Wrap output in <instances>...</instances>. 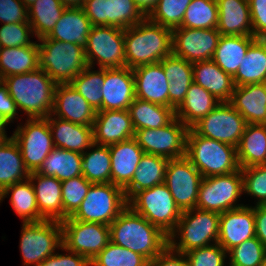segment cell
I'll return each mask as SVG.
<instances>
[{
	"label": "cell",
	"instance_id": "1",
	"mask_svg": "<svg viewBox=\"0 0 266 266\" xmlns=\"http://www.w3.org/2000/svg\"><path fill=\"white\" fill-rule=\"evenodd\" d=\"M110 241L151 262L168 246V236L127 206L109 225Z\"/></svg>",
	"mask_w": 266,
	"mask_h": 266
},
{
	"label": "cell",
	"instance_id": "2",
	"mask_svg": "<svg viewBox=\"0 0 266 266\" xmlns=\"http://www.w3.org/2000/svg\"><path fill=\"white\" fill-rule=\"evenodd\" d=\"M124 45L128 68L159 63L172 54V30L145 17L125 29Z\"/></svg>",
	"mask_w": 266,
	"mask_h": 266
},
{
	"label": "cell",
	"instance_id": "3",
	"mask_svg": "<svg viewBox=\"0 0 266 266\" xmlns=\"http://www.w3.org/2000/svg\"><path fill=\"white\" fill-rule=\"evenodd\" d=\"M17 109L27 118H47L53 111L57 83L38 68L34 71L3 78Z\"/></svg>",
	"mask_w": 266,
	"mask_h": 266
},
{
	"label": "cell",
	"instance_id": "4",
	"mask_svg": "<svg viewBox=\"0 0 266 266\" xmlns=\"http://www.w3.org/2000/svg\"><path fill=\"white\" fill-rule=\"evenodd\" d=\"M186 157L203 178L240 170L237 148L198 135L192 128L186 136Z\"/></svg>",
	"mask_w": 266,
	"mask_h": 266
},
{
	"label": "cell",
	"instance_id": "5",
	"mask_svg": "<svg viewBox=\"0 0 266 266\" xmlns=\"http://www.w3.org/2000/svg\"><path fill=\"white\" fill-rule=\"evenodd\" d=\"M219 224L220 213L199 208L184 211L176 228L168 236V246L184 254L193 249L218 243ZM176 237L180 238L179 242Z\"/></svg>",
	"mask_w": 266,
	"mask_h": 266
},
{
	"label": "cell",
	"instance_id": "6",
	"mask_svg": "<svg viewBox=\"0 0 266 266\" xmlns=\"http://www.w3.org/2000/svg\"><path fill=\"white\" fill-rule=\"evenodd\" d=\"M39 68L57 84L70 83L87 66L85 49L76 43L39 38Z\"/></svg>",
	"mask_w": 266,
	"mask_h": 266
},
{
	"label": "cell",
	"instance_id": "7",
	"mask_svg": "<svg viewBox=\"0 0 266 266\" xmlns=\"http://www.w3.org/2000/svg\"><path fill=\"white\" fill-rule=\"evenodd\" d=\"M127 202L134 212L142 215L167 236L174 231L181 218L182 212L164 183L136 192Z\"/></svg>",
	"mask_w": 266,
	"mask_h": 266
},
{
	"label": "cell",
	"instance_id": "8",
	"mask_svg": "<svg viewBox=\"0 0 266 266\" xmlns=\"http://www.w3.org/2000/svg\"><path fill=\"white\" fill-rule=\"evenodd\" d=\"M128 206L124 190L113 183L92 184L70 218L110 225Z\"/></svg>",
	"mask_w": 266,
	"mask_h": 266
},
{
	"label": "cell",
	"instance_id": "9",
	"mask_svg": "<svg viewBox=\"0 0 266 266\" xmlns=\"http://www.w3.org/2000/svg\"><path fill=\"white\" fill-rule=\"evenodd\" d=\"M20 251L24 266H38L62 246L61 222L43 220L22 224Z\"/></svg>",
	"mask_w": 266,
	"mask_h": 266
},
{
	"label": "cell",
	"instance_id": "10",
	"mask_svg": "<svg viewBox=\"0 0 266 266\" xmlns=\"http://www.w3.org/2000/svg\"><path fill=\"white\" fill-rule=\"evenodd\" d=\"M243 193L241 169L225 175L203 178L199 187L196 208L223 213L243 207L236 204Z\"/></svg>",
	"mask_w": 266,
	"mask_h": 266
},
{
	"label": "cell",
	"instance_id": "11",
	"mask_svg": "<svg viewBox=\"0 0 266 266\" xmlns=\"http://www.w3.org/2000/svg\"><path fill=\"white\" fill-rule=\"evenodd\" d=\"M124 32L113 26H92L84 48L88 66L97 62L99 68L126 67Z\"/></svg>",
	"mask_w": 266,
	"mask_h": 266
},
{
	"label": "cell",
	"instance_id": "12",
	"mask_svg": "<svg viewBox=\"0 0 266 266\" xmlns=\"http://www.w3.org/2000/svg\"><path fill=\"white\" fill-rule=\"evenodd\" d=\"M62 246L85 256L90 262L110 242V228L98 222H85L68 217L61 222Z\"/></svg>",
	"mask_w": 266,
	"mask_h": 266
},
{
	"label": "cell",
	"instance_id": "13",
	"mask_svg": "<svg viewBox=\"0 0 266 266\" xmlns=\"http://www.w3.org/2000/svg\"><path fill=\"white\" fill-rule=\"evenodd\" d=\"M188 129L175 117L169 124L161 128L135 130L134 139L144 153L176 159L186 156Z\"/></svg>",
	"mask_w": 266,
	"mask_h": 266
},
{
	"label": "cell",
	"instance_id": "14",
	"mask_svg": "<svg viewBox=\"0 0 266 266\" xmlns=\"http://www.w3.org/2000/svg\"><path fill=\"white\" fill-rule=\"evenodd\" d=\"M12 138L18 143L29 172L37 171L55 148L47 118H27L23 126H17Z\"/></svg>",
	"mask_w": 266,
	"mask_h": 266
},
{
	"label": "cell",
	"instance_id": "15",
	"mask_svg": "<svg viewBox=\"0 0 266 266\" xmlns=\"http://www.w3.org/2000/svg\"><path fill=\"white\" fill-rule=\"evenodd\" d=\"M247 123L229 102L219 103L191 128L200 136L238 147Z\"/></svg>",
	"mask_w": 266,
	"mask_h": 266
},
{
	"label": "cell",
	"instance_id": "16",
	"mask_svg": "<svg viewBox=\"0 0 266 266\" xmlns=\"http://www.w3.org/2000/svg\"><path fill=\"white\" fill-rule=\"evenodd\" d=\"M202 179L201 173L186 156L169 159L164 184L181 212L196 208Z\"/></svg>",
	"mask_w": 266,
	"mask_h": 266
},
{
	"label": "cell",
	"instance_id": "17",
	"mask_svg": "<svg viewBox=\"0 0 266 266\" xmlns=\"http://www.w3.org/2000/svg\"><path fill=\"white\" fill-rule=\"evenodd\" d=\"M82 8L92 26L126 29L146 17L133 0H84Z\"/></svg>",
	"mask_w": 266,
	"mask_h": 266
},
{
	"label": "cell",
	"instance_id": "18",
	"mask_svg": "<svg viewBox=\"0 0 266 266\" xmlns=\"http://www.w3.org/2000/svg\"><path fill=\"white\" fill-rule=\"evenodd\" d=\"M220 36L217 29L177 27L172 30V53L190 63L211 60Z\"/></svg>",
	"mask_w": 266,
	"mask_h": 266
},
{
	"label": "cell",
	"instance_id": "19",
	"mask_svg": "<svg viewBox=\"0 0 266 266\" xmlns=\"http://www.w3.org/2000/svg\"><path fill=\"white\" fill-rule=\"evenodd\" d=\"M102 111L128 110L135 99L134 74L126 67L105 68Z\"/></svg>",
	"mask_w": 266,
	"mask_h": 266
},
{
	"label": "cell",
	"instance_id": "20",
	"mask_svg": "<svg viewBox=\"0 0 266 266\" xmlns=\"http://www.w3.org/2000/svg\"><path fill=\"white\" fill-rule=\"evenodd\" d=\"M255 236L254 206L220 213L218 244L226 252Z\"/></svg>",
	"mask_w": 266,
	"mask_h": 266
},
{
	"label": "cell",
	"instance_id": "21",
	"mask_svg": "<svg viewBox=\"0 0 266 266\" xmlns=\"http://www.w3.org/2000/svg\"><path fill=\"white\" fill-rule=\"evenodd\" d=\"M96 112L70 83L56 85L53 116L75 124L93 126Z\"/></svg>",
	"mask_w": 266,
	"mask_h": 266
},
{
	"label": "cell",
	"instance_id": "22",
	"mask_svg": "<svg viewBox=\"0 0 266 266\" xmlns=\"http://www.w3.org/2000/svg\"><path fill=\"white\" fill-rule=\"evenodd\" d=\"M132 71L135 98L169 107V81L160 62L138 66Z\"/></svg>",
	"mask_w": 266,
	"mask_h": 266
},
{
	"label": "cell",
	"instance_id": "23",
	"mask_svg": "<svg viewBox=\"0 0 266 266\" xmlns=\"http://www.w3.org/2000/svg\"><path fill=\"white\" fill-rule=\"evenodd\" d=\"M94 143L110 146L134 138V126L128 110L97 111L93 123Z\"/></svg>",
	"mask_w": 266,
	"mask_h": 266
},
{
	"label": "cell",
	"instance_id": "24",
	"mask_svg": "<svg viewBox=\"0 0 266 266\" xmlns=\"http://www.w3.org/2000/svg\"><path fill=\"white\" fill-rule=\"evenodd\" d=\"M29 179L35 190L36 203L41 218L50 221H64L61 181L56 177L44 176L36 171L30 172Z\"/></svg>",
	"mask_w": 266,
	"mask_h": 266
},
{
	"label": "cell",
	"instance_id": "25",
	"mask_svg": "<svg viewBox=\"0 0 266 266\" xmlns=\"http://www.w3.org/2000/svg\"><path fill=\"white\" fill-rule=\"evenodd\" d=\"M111 156V183L123 190L130 184L144 154L134 138L109 146Z\"/></svg>",
	"mask_w": 266,
	"mask_h": 266
},
{
	"label": "cell",
	"instance_id": "26",
	"mask_svg": "<svg viewBox=\"0 0 266 266\" xmlns=\"http://www.w3.org/2000/svg\"><path fill=\"white\" fill-rule=\"evenodd\" d=\"M229 103L247 124H266V82L235 86Z\"/></svg>",
	"mask_w": 266,
	"mask_h": 266
},
{
	"label": "cell",
	"instance_id": "27",
	"mask_svg": "<svg viewBox=\"0 0 266 266\" xmlns=\"http://www.w3.org/2000/svg\"><path fill=\"white\" fill-rule=\"evenodd\" d=\"M54 117V118H52ZM55 148L84 153L94 144L93 127L75 124L52 114L47 117Z\"/></svg>",
	"mask_w": 266,
	"mask_h": 266
},
{
	"label": "cell",
	"instance_id": "28",
	"mask_svg": "<svg viewBox=\"0 0 266 266\" xmlns=\"http://www.w3.org/2000/svg\"><path fill=\"white\" fill-rule=\"evenodd\" d=\"M217 30L221 35L253 36L248 0H216Z\"/></svg>",
	"mask_w": 266,
	"mask_h": 266
},
{
	"label": "cell",
	"instance_id": "29",
	"mask_svg": "<svg viewBox=\"0 0 266 266\" xmlns=\"http://www.w3.org/2000/svg\"><path fill=\"white\" fill-rule=\"evenodd\" d=\"M91 28V21L82 7H68L47 37L56 41L76 43L85 48Z\"/></svg>",
	"mask_w": 266,
	"mask_h": 266
},
{
	"label": "cell",
	"instance_id": "30",
	"mask_svg": "<svg viewBox=\"0 0 266 266\" xmlns=\"http://www.w3.org/2000/svg\"><path fill=\"white\" fill-rule=\"evenodd\" d=\"M193 82L220 102H229L235 88L233 77L225 73L212 59L193 63Z\"/></svg>",
	"mask_w": 266,
	"mask_h": 266
},
{
	"label": "cell",
	"instance_id": "31",
	"mask_svg": "<svg viewBox=\"0 0 266 266\" xmlns=\"http://www.w3.org/2000/svg\"><path fill=\"white\" fill-rule=\"evenodd\" d=\"M169 81V107L176 110L193 83V63L173 53L160 61Z\"/></svg>",
	"mask_w": 266,
	"mask_h": 266
},
{
	"label": "cell",
	"instance_id": "32",
	"mask_svg": "<svg viewBox=\"0 0 266 266\" xmlns=\"http://www.w3.org/2000/svg\"><path fill=\"white\" fill-rule=\"evenodd\" d=\"M219 103L221 102L214 95L193 82L184 101L175 110V117L188 128H191L202 117L208 115Z\"/></svg>",
	"mask_w": 266,
	"mask_h": 266
},
{
	"label": "cell",
	"instance_id": "33",
	"mask_svg": "<svg viewBox=\"0 0 266 266\" xmlns=\"http://www.w3.org/2000/svg\"><path fill=\"white\" fill-rule=\"evenodd\" d=\"M169 159L144 153L130 184L124 189L128 201L136 192L163 184Z\"/></svg>",
	"mask_w": 266,
	"mask_h": 266
},
{
	"label": "cell",
	"instance_id": "34",
	"mask_svg": "<svg viewBox=\"0 0 266 266\" xmlns=\"http://www.w3.org/2000/svg\"><path fill=\"white\" fill-rule=\"evenodd\" d=\"M254 36L221 35L212 60L227 74L232 77L236 74Z\"/></svg>",
	"mask_w": 266,
	"mask_h": 266
},
{
	"label": "cell",
	"instance_id": "35",
	"mask_svg": "<svg viewBox=\"0 0 266 266\" xmlns=\"http://www.w3.org/2000/svg\"><path fill=\"white\" fill-rule=\"evenodd\" d=\"M240 168L266 165V124H247L237 147Z\"/></svg>",
	"mask_w": 266,
	"mask_h": 266
},
{
	"label": "cell",
	"instance_id": "36",
	"mask_svg": "<svg viewBox=\"0 0 266 266\" xmlns=\"http://www.w3.org/2000/svg\"><path fill=\"white\" fill-rule=\"evenodd\" d=\"M233 81L235 86L266 82V39L251 43Z\"/></svg>",
	"mask_w": 266,
	"mask_h": 266
},
{
	"label": "cell",
	"instance_id": "37",
	"mask_svg": "<svg viewBox=\"0 0 266 266\" xmlns=\"http://www.w3.org/2000/svg\"><path fill=\"white\" fill-rule=\"evenodd\" d=\"M39 68V44L1 48L0 76L24 74Z\"/></svg>",
	"mask_w": 266,
	"mask_h": 266
},
{
	"label": "cell",
	"instance_id": "38",
	"mask_svg": "<svg viewBox=\"0 0 266 266\" xmlns=\"http://www.w3.org/2000/svg\"><path fill=\"white\" fill-rule=\"evenodd\" d=\"M44 176L65 181L82 175V154L54 148L36 171Z\"/></svg>",
	"mask_w": 266,
	"mask_h": 266
},
{
	"label": "cell",
	"instance_id": "39",
	"mask_svg": "<svg viewBox=\"0 0 266 266\" xmlns=\"http://www.w3.org/2000/svg\"><path fill=\"white\" fill-rule=\"evenodd\" d=\"M135 130L157 129L166 126L175 118V110L135 98L128 107Z\"/></svg>",
	"mask_w": 266,
	"mask_h": 266
},
{
	"label": "cell",
	"instance_id": "40",
	"mask_svg": "<svg viewBox=\"0 0 266 266\" xmlns=\"http://www.w3.org/2000/svg\"><path fill=\"white\" fill-rule=\"evenodd\" d=\"M30 176L24 164L18 143L9 138L0 147V193L8 186L24 181Z\"/></svg>",
	"mask_w": 266,
	"mask_h": 266
},
{
	"label": "cell",
	"instance_id": "41",
	"mask_svg": "<svg viewBox=\"0 0 266 266\" xmlns=\"http://www.w3.org/2000/svg\"><path fill=\"white\" fill-rule=\"evenodd\" d=\"M10 195V203L16 214L23 219V223L43 221L39 215L35 190L30 179L6 187L0 193L1 201Z\"/></svg>",
	"mask_w": 266,
	"mask_h": 266
},
{
	"label": "cell",
	"instance_id": "42",
	"mask_svg": "<svg viewBox=\"0 0 266 266\" xmlns=\"http://www.w3.org/2000/svg\"><path fill=\"white\" fill-rule=\"evenodd\" d=\"M65 8L59 0H36L28 7V22L33 35L38 39L48 36Z\"/></svg>",
	"mask_w": 266,
	"mask_h": 266
},
{
	"label": "cell",
	"instance_id": "43",
	"mask_svg": "<svg viewBox=\"0 0 266 266\" xmlns=\"http://www.w3.org/2000/svg\"><path fill=\"white\" fill-rule=\"evenodd\" d=\"M91 151L82 153V175L92 184L111 182L109 146L92 144ZM96 148V149H93Z\"/></svg>",
	"mask_w": 266,
	"mask_h": 266
},
{
	"label": "cell",
	"instance_id": "44",
	"mask_svg": "<svg viewBox=\"0 0 266 266\" xmlns=\"http://www.w3.org/2000/svg\"><path fill=\"white\" fill-rule=\"evenodd\" d=\"M105 68L87 66L71 82L72 87L81 94L95 111H102V85L104 84Z\"/></svg>",
	"mask_w": 266,
	"mask_h": 266
},
{
	"label": "cell",
	"instance_id": "45",
	"mask_svg": "<svg viewBox=\"0 0 266 266\" xmlns=\"http://www.w3.org/2000/svg\"><path fill=\"white\" fill-rule=\"evenodd\" d=\"M216 0H192L188 5L180 27L191 29H216L218 25Z\"/></svg>",
	"mask_w": 266,
	"mask_h": 266
},
{
	"label": "cell",
	"instance_id": "46",
	"mask_svg": "<svg viewBox=\"0 0 266 266\" xmlns=\"http://www.w3.org/2000/svg\"><path fill=\"white\" fill-rule=\"evenodd\" d=\"M91 266H150L142 255L112 243L90 262Z\"/></svg>",
	"mask_w": 266,
	"mask_h": 266
},
{
	"label": "cell",
	"instance_id": "47",
	"mask_svg": "<svg viewBox=\"0 0 266 266\" xmlns=\"http://www.w3.org/2000/svg\"><path fill=\"white\" fill-rule=\"evenodd\" d=\"M192 0H159L146 16L150 21L171 30L180 27L184 13Z\"/></svg>",
	"mask_w": 266,
	"mask_h": 266
},
{
	"label": "cell",
	"instance_id": "48",
	"mask_svg": "<svg viewBox=\"0 0 266 266\" xmlns=\"http://www.w3.org/2000/svg\"><path fill=\"white\" fill-rule=\"evenodd\" d=\"M228 266H261L266 258V248L255 236L243 241L227 252Z\"/></svg>",
	"mask_w": 266,
	"mask_h": 266
},
{
	"label": "cell",
	"instance_id": "49",
	"mask_svg": "<svg viewBox=\"0 0 266 266\" xmlns=\"http://www.w3.org/2000/svg\"><path fill=\"white\" fill-rule=\"evenodd\" d=\"M61 183V196L65 220L78 209L92 183L87 181L83 175L61 181Z\"/></svg>",
	"mask_w": 266,
	"mask_h": 266
},
{
	"label": "cell",
	"instance_id": "50",
	"mask_svg": "<svg viewBox=\"0 0 266 266\" xmlns=\"http://www.w3.org/2000/svg\"><path fill=\"white\" fill-rule=\"evenodd\" d=\"M243 193L257 199L256 205H266V165L242 168Z\"/></svg>",
	"mask_w": 266,
	"mask_h": 266
},
{
	"label": "cell",
	"instance_id": "51",
	"mask_svg": "<svg viewBox=\"0 0 266 266\" xmlns=\"http://www.w3.org/2000/svg\"><path fill=\"white\" fill-rule=\"evenodd\" d=\"M189 266H224L227 252L218 244L197 248L184 253Z\"/></svg>",
	"mask_w": 266,
	"mask_h": 266
},
{
	"label": "cell",
	"instance_id": "52",
	"mask_svg": "<svg viewBox=\"0 0 266 266\" xmlns=\"http://www.w3.org/2000/svg\"><path fill=\"white\" fill-rule=\"evenodd\" d=\"M29 34L34 36L29 22L3 24L0 28V45L2 48L33 45Z\"/></svg>",
	"mask_w": 266,
	"mask_h": 266
},
{
	"label": "cell",
	"instance_id": "53",
	"mask_svg": "<svg viewBox=\"0 0 266 266\" xmlns=\"http://www.w3.org/2000/svg\"><path fill=\"white\" fill-rule=\"evenodd\" d=\"M0 21L3 24L28 22V8L21 0H0Z\"/></svg>",
	"mask_w": 266,
	"mask_h": 266
},
{
	"label": "cell",
	"instance_id": "54",
	"mask_svg": "<svg viewBox=\"0 0 266 266\" xmlns=\"http://www.w3.org/2000/svg\"><path fill=\"white\" fill-rule=\"evenodd\" d=\"M253 36L266 39V0H248Z\"/></svg>",
	"mask_w": 266,
	"mask_h": 266
},
{
	"label": "cell",
	"instance_id": "55",
	"mask_svg": "<svg viewBox=\"0 0 266 266\" xmlns=\"http://www.w3.org/2000/svg\"><path fill=\"white\" fill-rule=\"evenodd\" d=\"M61 249L68 254L54 253L38 266H91L90 261L85 256L66 250L63 246Z\"/></svg>",
	"mask_w": 266,
	"mask_h": 266
},
{
	"label": "cell",
	"instance_id": "56",
	"mask_svg": "<svg viewBox=\"0 0 266 266\" xmlns=\"http://www.w3.org/2000/svg\"><path fill=\"white\" fill-rule=\"evenodd\" d=\"M150 266H189L183 253L176 252L167 246L151 262Z\"/></svg>",
	"mask_w": 266,
	"mask_h": 266
},
{
	"label": "cell",
	"instance_id": "57",
	"mask_svg": "<svg viewBox=\"0 0 266 266\" xmlns=\"http://www.w3.org/2000/svg\"><path fill=\"white\" fill-rule=\"evenodd\" d=\"M15 101L10 96L7 86L0 83V113L11 123L18 115Z\"/></svg>",
	"mask_w": 266,
	"mask_h": 266
},
{
	"label": "cell",
	"instance_id": "58",
	"mask_svg": "<svg viewBox=\"0 0 266 266\" xmlns=\"http://www.w3.org/2000/svg\"><path fill=\"white\" fill-rule=\"evenodd\" d=\"M256 237L266 248V205L254 206Z\"/></svg>",
	"mask_w": 266,
	"mask_h": 266
},
{
	"label": "cell",
	"instance_id": "59",
	"mask_svg": "<svg viewBox=\"0 0 266 266\" xmlns=\"http://www.w3.org/2000/svg\"><path fill=\"white\" fill-rule=\"evenodd\" d=\"M141 12L147 16L151 10L156 6L159 0H133Z\"/></svg>",
	"mask_w": 266,
	"mask_h": 266
},
{
	"label": "cell",
	"instance_id": "60",
	"mask_svg": "<svg viewBox=\"0 0 266 266\" xmlns=\"http://www.w3.org/2000/svg\"><path fill=\"white\" fill-rule=\"evenodd\" d=\"M63 6L68 7H82L84 0H59Z\"/></svg>",
	"mask_w": 266,
	"mask_h": 266
},
{
	"label": "cell",
	"instance_id": "61",
	"mask_svg": "<svg viewBox=\"0 0 266 266\" xmlns=\"http://www.w3.org/2000/svg\"><path fill=\"white\" fill-rule=\"evenodd\" d=\"M10 122L0 113V133H6L5 126H7Z\"/></svg>",
	"mask_w": 266,
	"mask_h": 266
},
{
	"label": "cell",
	"instance_id": "62",
	"mask_svg": "<svg viewBox=\"0 0 266 266\" xmlns=\"http://www.w3.org/2000/svg\"><path fill=\"white\" fill-rule=\"evenodd\" d=\"M7 133H0V147L6 143V141L11 138V137H7L6 135Z\"/></svg>",
	"mask_w": 266,
	"mask_h": 266
},
{
	"label": "cell",
	"instance_id": "63",
	"mask_svg": "<svg viewBox=\"0 0 266 266\" xmlns=\"http://www.w3.org/2000/svg\"><path fill=\"white\" fill-rule=\"evenodd\" d=\"M24 5L28 8L30 7L36 0H21Z\"/></svg>",
	"mask_w": 266,
	"mask_h": 266
},
{
	"label": "cell",
	"instance_id": "64",
	"mask_svg": "<svg viewBox=\"0 0 266 266\" xmlns=\"http://www.w3.org/2000/svg\"><path fill=\"white\" fill-rule=\"evenodd\" d=\"M261 266H266V258L264 259V262Z\"/></svg>",
	"mask_w": 266,
	"mask_h": 266
}]
</instances>
